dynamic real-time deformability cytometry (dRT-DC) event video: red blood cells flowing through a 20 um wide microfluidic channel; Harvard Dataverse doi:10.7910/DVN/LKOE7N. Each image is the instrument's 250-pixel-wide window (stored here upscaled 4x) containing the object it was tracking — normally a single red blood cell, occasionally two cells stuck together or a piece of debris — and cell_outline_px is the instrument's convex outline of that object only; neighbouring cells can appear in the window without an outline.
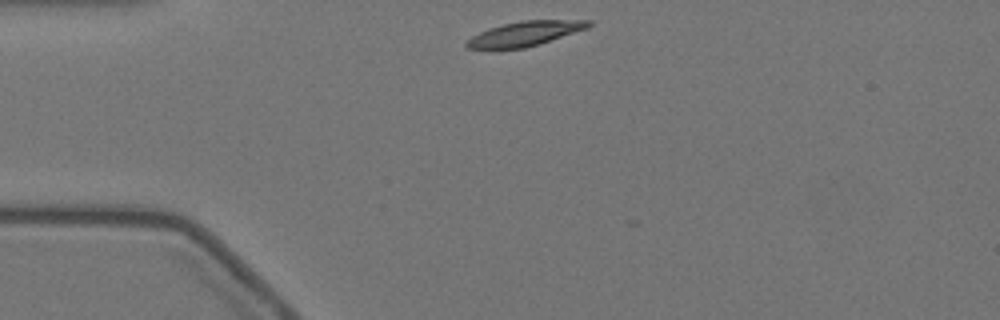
{"species": "Egyptian fruit bat (a non-hibernating species)", "species_latin": "Rousettus aegyptiacus", "temperature_condition": "warm", "stored_images_in_passage": 3, "camera_frame_rate_fps": 3000, "um_per_image_px": 0.085, "animal": {"sex": "female"}, "frame": {"image": 1, "passage_image": 1, "time_ms": 0.0, "image_size_px": [1000, 320], "cell_outline_px": [[592, 24], [588, 28], [540, 44], [524, 48], [468, 48], [464, 44], [472, 36], [488, 28], [520, 20], [592, 20]], "centroid_in_image_um": [44.66, 2.84], "position_along_channel_um": 40.3, "area_um2": 17.34}}